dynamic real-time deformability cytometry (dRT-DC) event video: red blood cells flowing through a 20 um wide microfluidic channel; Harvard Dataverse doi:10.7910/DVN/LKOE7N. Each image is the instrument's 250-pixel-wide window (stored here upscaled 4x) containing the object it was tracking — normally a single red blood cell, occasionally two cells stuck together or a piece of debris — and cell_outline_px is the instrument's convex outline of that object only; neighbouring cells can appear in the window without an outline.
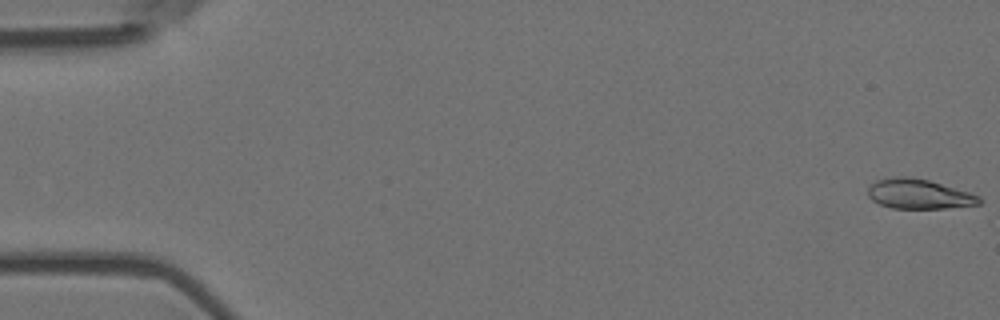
{"species": "Egyptian fruit bat (a non-hibernating species)", "species_latin": "Rousettus aegyptiacus", "temperature_condition": "room temperature", "stored_images_in_passage": 28, "camera_frame_rate_fps": 3000, "um_per_image_px": 0.085, "animal": {"sex": "female"}, "frame": {"image": 1, "passage_image": 1, "time_ms": 0.0, "image_size_px": [1000, 320], "cell_outline_px": [[984, 200], [980, 204], [944, 208], [892, 208], [880, 204], [872, 200], [868, 196], [868, 188], [876, 180], [896, 176], [904, 176], [928, 180], [968, 192], [980, 196]], "centroid_in_image_um": [78.1, 16.49], "position_along_channel_um": 6.9, "area_um2": 19.13}}
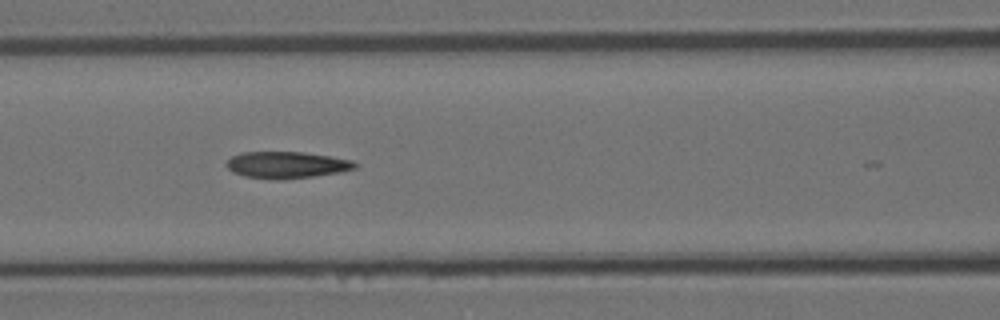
{"frame": {"image": 2, "passage_image": 24, "time_ms": 7.667, "image_size_px": [1000, 320], "cell_outline_px": [[360, 164], [356, 168], [340, 172], [284, 180], [276, 180], [244, 176], [232, 172], [224, 164], [232, 156], [244, 152], [304, 152], [352, 160]], "centroid_in_image_um": [24.36, 14.02], "position_along_channel_um": 142.2, "area_um2": 20.06}}
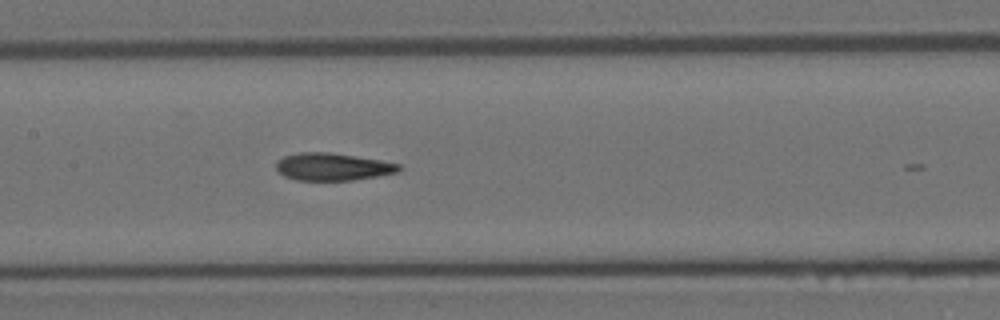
{"frame": {"image": 3, "passage_image": 27, "time_ms": 8.667, "image_size_px": [1000, 320], "cell_outline_px": [[400, 172], [352, 180], [296, 180], [284, 176], [276, 168], [276, 160], [284, 156], [300, 152], [328, 152], [380, 160], [400, 164]], "centroid_in_image_um": [28.25, 14.17], "position_along_channel_um": 179.1, "area_um2": 19.54}}